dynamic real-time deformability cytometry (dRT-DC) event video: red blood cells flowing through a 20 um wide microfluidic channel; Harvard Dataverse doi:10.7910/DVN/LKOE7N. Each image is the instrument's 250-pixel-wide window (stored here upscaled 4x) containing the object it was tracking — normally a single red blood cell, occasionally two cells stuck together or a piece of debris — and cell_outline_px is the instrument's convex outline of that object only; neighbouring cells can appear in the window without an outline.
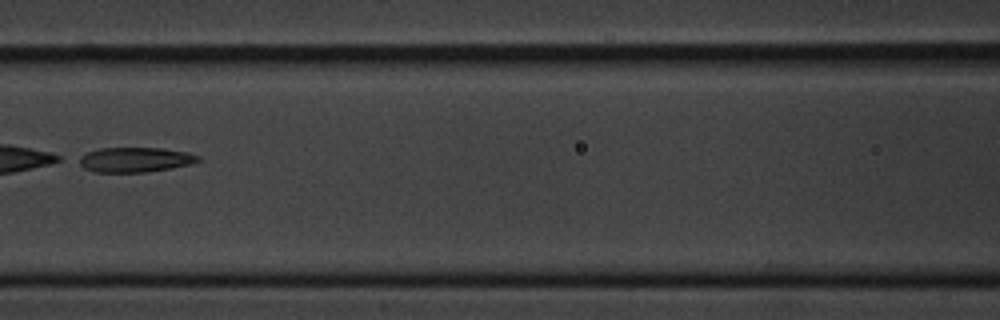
{"species": "common noctule bat (a hibernating species)", "species_latin": "Nyctalus noctula", "temperature_condition": "cold", "stored_images_in_passage": 8, "camera_frame_rate_fps": 3000, "um_per_image_px": 0.085, "animal": {"sex": "male", "body_mass_g": 20.1, "forearm_length_mm": 53.5}, "frame": {"image": 1, "passage_image": 8, "time_ms": 8.0, "image_size_px": [1000, 320], "cell_outline_px": [[200, 160], [188, 164], [172, 168], [144, 172], [92, 172], [84, 168], [72, 160], [88, 152], [100, 148], [160, 148], [188, 152], [200, 156]], "centroid_in_image_um": [11.4, 13.57], "position_along_channel_um": 155.2, "area_um2": 17.4}}